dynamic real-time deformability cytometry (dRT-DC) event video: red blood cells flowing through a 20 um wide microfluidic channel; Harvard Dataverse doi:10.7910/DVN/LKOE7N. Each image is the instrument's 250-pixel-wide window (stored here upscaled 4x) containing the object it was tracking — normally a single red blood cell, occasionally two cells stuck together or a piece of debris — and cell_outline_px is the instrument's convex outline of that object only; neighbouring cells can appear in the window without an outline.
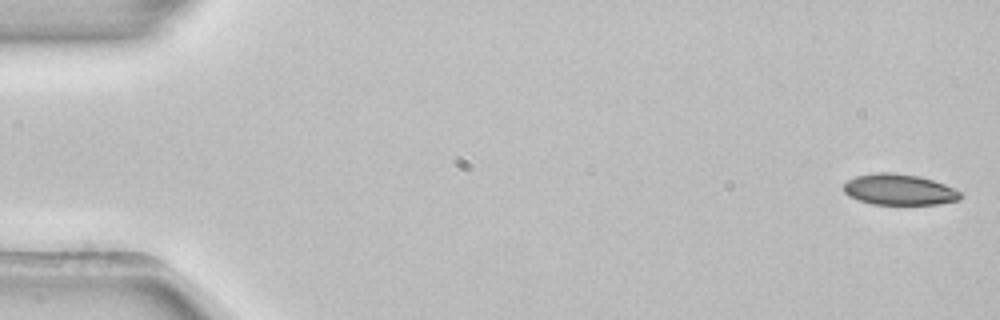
{"species": "common noctule bat (a hibernating species)", "species_latin": "Nyctalus noctula", "temperature_condition": "room temperature", "stored_images_in_passage": 52, "camera_frame_rate_fps": 3000, "um_per_image_px": 0.085, "animal": {"sex": "female", "body_mass_g": 22.7, "forearm_length_mm": 54.2}, "frame": {"image": 1, "passage_image": 1, "time_ms": 0.0, "image_size_px": [1000, 320], "cell_outline_px": [[964, 196], [960, 200], [940, 204], [872, 204], [848, 196], [844, 192], [844, 184], [848, 180], [856, 176], [876, 172], [892, 172], [920, 176], [944, 184], [964, 192]], "centroid_in_image_um": [76.48, 16.11], "position_along_channel_um": 8.5, "area_um2": 21.27}}
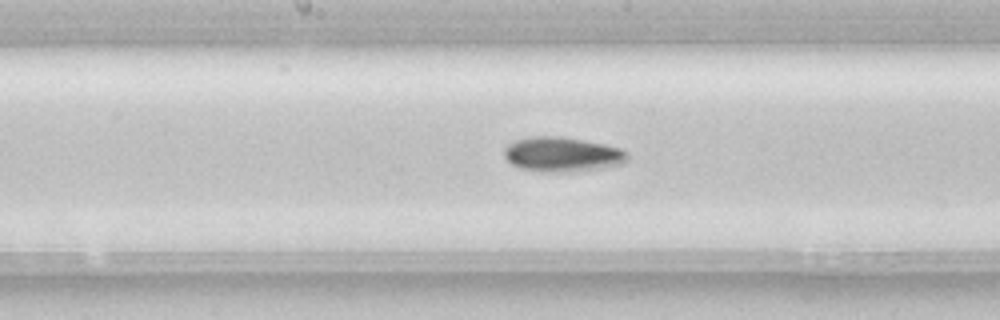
{"frame": {"image": 2, "passage_image": 27, "time_ms": 8.667, "image_size_px": [1000, 320], "cell_outline_px": [[628, 160], [624, 164], [584, 172], [544, 172], [520, 168], [512, 164], [504, 156], [504, 148], [508, 144], [516, 140], [528, 136], [560, 136], [604, 144], [620, 148], [628, 152]], "centroid_in_image_um": [47.83, 13.14], "position_along_channel_um": 200.4, "area_um2": 25.37}}
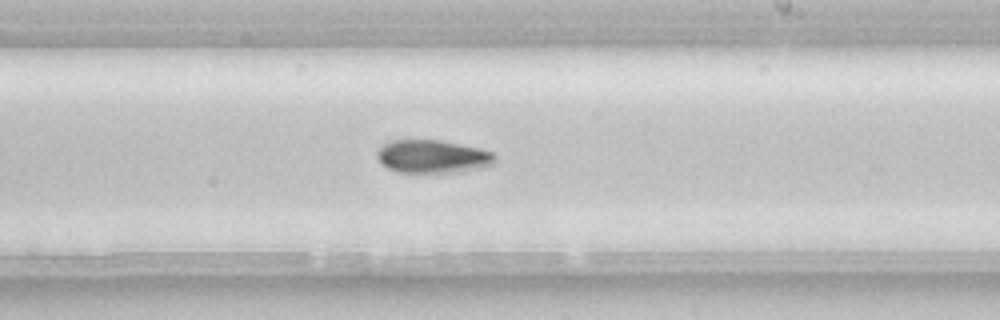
{"frame": {"image": 3, "passage_image": 31, "time_ms": 10.0, "image_size_px": [1000, 320], "cell_outline_px": [[496, 160], [492, 164], [484, 168], [460, 172], [396, 172], [380, 164], [376, 156], [376, 152], [384, 144], [392, 140], [440, 140], [480, 148], [492, 152], [496, 156]], "centroid_in_image_um": [36.78, 13.31], "position_along_channel_um": 252.2, "area_um2": 22.95}, "authors_computed_cell_mechanics": {"area_um2": 22.1374, "velocity_mm_per_s": 3.9146, "shape_relaxation_time_tau1_ms": 5.1435, "shape_relaxation_time_tau2_ms": null, "deformation_change_tau1": 0.1103, "deformation_change_tau2": null}}